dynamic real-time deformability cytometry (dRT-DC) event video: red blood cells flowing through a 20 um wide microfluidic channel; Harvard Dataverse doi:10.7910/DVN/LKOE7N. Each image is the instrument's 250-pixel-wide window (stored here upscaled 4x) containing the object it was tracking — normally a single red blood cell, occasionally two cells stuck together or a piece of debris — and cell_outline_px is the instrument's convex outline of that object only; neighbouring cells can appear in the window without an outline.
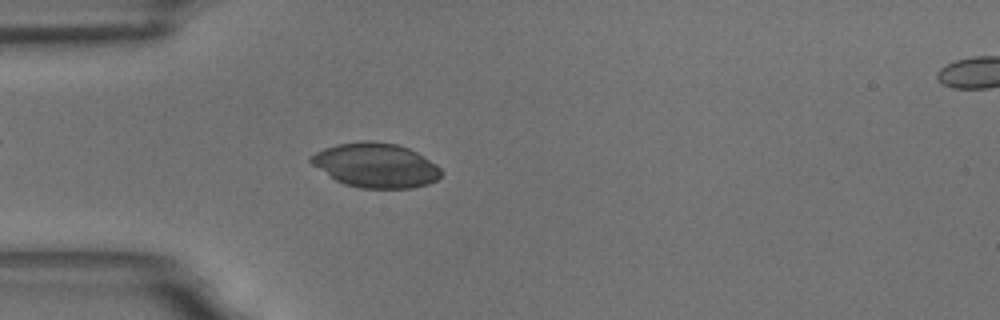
{"species": "common noctule bat (a hibernating species)", "species_latin": "Nyctalus noctula", "temperature_condition": "room temperature", "stored_images_in_passage": 6, "camera_frame_rate_fps": 3000, "um_per_image_px": 0.085, "animal": {"sex": "male", "body_mass_g": 18.8}, "frame": {"image": 1, "passage_image": 5, "time_ms": 5.333, "image_size_px": [1000, 320], "cell_outline_px": [[444, 172], [436, 180], [428, 184], [412, 188], [360, 188], [344, 184], [336, 180], [312, 164], [308, 160], [308, 156], [324, 148], [336, 144], [360, 140], [372, 140], [396, 144], [408, 148], [416, 152], [436, 164]], "centroid_in_image_um": [31.93, 14.04], "position_along_channel_um": 53.1, "area_um2": 33.87}}